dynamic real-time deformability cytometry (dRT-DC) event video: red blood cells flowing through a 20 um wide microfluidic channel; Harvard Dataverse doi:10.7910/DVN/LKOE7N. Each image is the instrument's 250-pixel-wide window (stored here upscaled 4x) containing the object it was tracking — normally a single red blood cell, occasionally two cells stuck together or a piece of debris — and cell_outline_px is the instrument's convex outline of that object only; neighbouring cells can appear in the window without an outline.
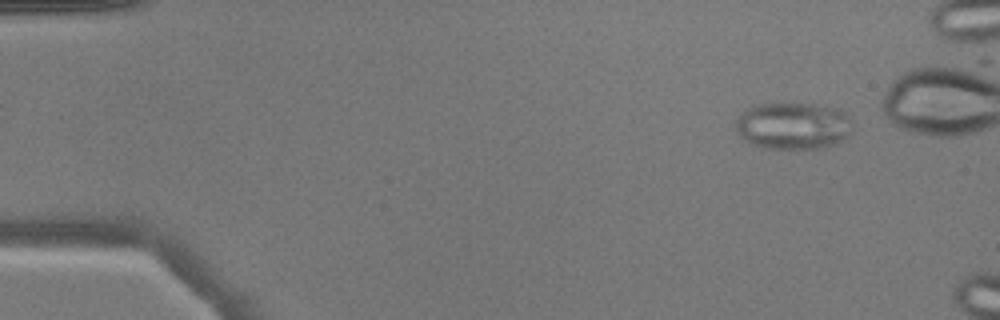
{"species": "common noctule bat (a hibernating species)", "species_latin": "Nyctalus noctula", "temperature_condition": "warm", "stored_images_in_passage": 8, "camera_frame_rate_fps": 3000, "um_per_image_px": 0.085, "animal": {"sex": "male", "body_mass_g": 17.9}, "frame": {"image": 1, "passage_image": 3, "time_ms": 0.667, "image_size_px": [1000, 320], "cell_outline_px": [[852, 132], [844, 140], [836, 144], [820, 148], [764, 148], [752, 144], [744, 140], [736, 132], [736, 120], [744, 112], [760, 104], [816, 104], [840, 108], [852, 120]], "centroid_in_image_um": [67.48, 10.7], "position_along_channel_um": 17.5, "area_um2": 32.02}}